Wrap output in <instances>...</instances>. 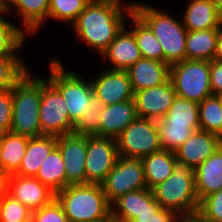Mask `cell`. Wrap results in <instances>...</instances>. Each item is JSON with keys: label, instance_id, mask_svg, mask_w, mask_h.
<instances>
[{"label": "cell", "instance_id": "1", "mask_svg": "<svg viewBox=\"0 0 222 222\" xmlns=\"http://www.w3.org/2000/svg\"><path fill=\"white\" fill-rule=\"evenodd\" d=\"M133 11V3L120 0H91L72 24L76 36L102 54L126 26L125 14ZM125 14H124V13Z\"/></svg>", "mask_w": 222, "mask_h": 222}, {"label": "cell", "instance_id": "2", "mask_svg": "<svg viewBox=\"0 0 222 222\" xmlns=\"http://www.w3.org/2000/svg\"><path fill=\"white\" fill-rule=\"evenodd\" d=\"M69 222H109L111 205L99 184L68 185L55 194Z\"/></svg>", "mask_w": 222, "mask_h": 222}, {"label": "cell", "instance_id": "3", "mask_svg": "<svg viewBox=\"0 0 222 222\" xmlns=\"http://www.w3.org/2000/svg\"><path fill=\"white\" fill-rule=\"evenodd\" d=\"M133 11L149 26L163 49V62L169 66L186 59L187 29L183 23L152 6L133 3Z\"/></svg>", "mask_w": 222, "mask_h": 222}, {"label": "cell", "instance_id": "4", "mask_svg": "<svg viewBox=\"0 0 222 222\" xmlns=\"http://www.w3.org/2000/svg\"><path fill=\"white\" fill-rule=\"evenodd\" d=\"M12 133L30 138L42 136L39 107L41 102V77L34 78L29 70L11 89Z\"/></svg>", "mask_w": 222, "mask_h": 222}, {"label": "cell", "instance_id": "5", "mask_svg": "<svg viewBox=\"0 0 222 222\" xmlns=\"http://www.w3.org/2000/svg\"><path fill=\"white\" fill-rule=\"evenodd\" d=\"M154 198L162 208L173 210L177 215L198 212L199 200L195 188L194 170L177 165L173 173L152 189Z\"/></svg>", "mask_w": 222, "mask_h": 222}, {"label": "cell", "instance_id": "6", "mask_svg": "<svg viewBox=\"0 0 222 222\" xmlns=\"http://www.w3.org/2000/svg\"><path fill=\"white\" fill-rule=\"evenodd\" d=\"M47 78L61 93L67 104L70 120L76 124L87 111L94 89L91 81H85L76 72L65 69L59 60L50 62Z\"/></svg>", "mask_w": 222, "mask_h": 222}, {"label": "cell", "instance_id": "7", "mask_svg": "<svg viewBox=\"0 0 222 222\" xmlns=\"http://www.w3.org/2000/svg\"><path fill=\"white\" fill-rule=\"evenodd\" d=\"M170 80L180 98L201 103L212 94L210 61L183 60L170 66Z\"/></svg>", "mask_w": 222, "mask_h": 222}, {"label": "cell", "instance_id": "8", "mask_svg": "<svg viewBox=\"0 0 222 222\" xmlns=\"http://www.w3.org/2000/svg\"><path fill=\"white\" fill-rule=\"evenodd\" d=\"M120 157L142 159L162 150L157 120L137 117L116 138Z\"/></svg>", "mask_w": 222, "mask_h": 222}, {"label": "cell", "instance_id": "9", "mask_svg": "<svg viewBox=\"0 0 222 222\" xmlns=\"http://www.w3.org/2000/svg\"><path fill=\"white\" fill-rule=\"evenodd\" d=\"M39 118L43 135L59 137L73 133L75 124L69 118L63 96L48 79L43 77H41Z\"/></svg>", "mask_w": 222, "mask_h": 222}, {"label": "cell", "instance_id": "10", "mask_svg": "<svg viewBox=\"0 0 222 222\" xmlns=\"http://www.w3.org/2000/svg\"><path fill=\"white\" fill-rule=\"evenodd\" d=\"M101 185L110 205L127 193L146 189L147 184L141 159L119 156L114 168Z\"/></svg>", "mask_w": 222, "mask_h": 222}, {"label": "cell", "instance_id": "11", "mask_svg": "<svg viewBox=\"0 0 222 222\" xmlns=\"http://www.w3.org/2000/svg\"><path fill=\"white\" fill-rule=\"evenodd\" d=\"M119 158L114 138L87 136L86 184L101 185Z\"/></svg>", "mask_w": 222, "mask_h": 222}, {"label": "cell", "instance_id": "12", "mask_svg": "<svg viewBox=\"0 0 222 222\" xmlns=\"http://www.w3.org/2000/svg\"><path fill=\"white\" fill-rule=\"evenodd\" d=\"M57 147L65 166L66 187L86 184L87 136L76 133L59 136L57 137Z\"/></svg>", "mask_w": 222, "mask_h": 222}, {"label": "cell", "instance_id": "13", "mask_svg": "<svg viewBox=\"0 0 222 222\" xmlns=\"http://www.w3.org/2000/svg\"><path fill=\"white\" fill-rule=\"evenodd\" d=\"M174 86L169 79L163 85L134 92V103L138 117L162 119L176 98Z\"/></svg>", "mask_w": 222, "mask_h": 222}, {"label": "cell", "instance_id": "14", "mask_svg": "<svg viewBox=\"0 0 222 222\" xmlns=\"http://www.w3.org/2000/svg\"><path fill=\"white\" fill-rule=\"evenodd\" d=\"M91 83L95 95L104 106L133 100L134 98L132 84L126 71L105 70L104 73L93 78Z\"/></svg>", "mask_w": 222, "mask_h": 222}, {"label": "cell", "instance_id": "15", "mask_svg": "<svg viewBox=\"0 0 222 222\" xmlns=\"http://www.w3.org/2000/svg\"><path fill=\"white\" fill-rule=\"evenodd\" d=\"M222 145V139L207 131L198 130L175 151L178 165L195 170Z\"/></svg>", "mask_w": 222, "mask_h": 222}, {"label": "cell", "instance_id": "16", "mask_svg": "<svg viewBox=\"0 0 222 222\" xmlns=\"http://www.w3.org/2000/svg\"><path fill=\"white\" fill-rule=\"evenodd\" d=\"M162 206L154 198L152 190L146 188L127 193L111 205V220L133 222L144 211H160Z\"/></svg>", "mask_w": 222, "mask_h": 222}, {"label": "cell", "instance_id": "17", "mask_svg": "<svg viewBox=\"0 0 222 222\" xmlns=\"http://www.w3.org/2000/svg\"><path fill=\"white\" fill-rule=\"evenodd\" d=\"M8 194L19 200L32 212L49 204L55 198V193L36 177L16 174H11Z\"/></svg>", "mask_w": 222, "mask_h": 222}, {"label": "cell", "instance_id": "18", "mask_svg": "<svg viewBox=\"0 0 222 222\" xmlns=\"http://www.w3.org/2000/svg\"><path fill=\"white\" fill-rule=\"evenodd\" d=\"M125 27L122 28L108 48L100 55L112 64V67L108 69L126 71L142 58L132 31H127Z\"/></svg>", "mask_w": 222, "mask_h": 222}, {"label": "cell", "instance_id": "19", "mask_svg": "<svg viewBox=\"0 0 222 222\" xmlns=\"http://www.w3.org/2000/svg\"><path fill=\"white\" fill-rule=\"evenodd\" d=\"M126 72L134 92L163 85L170 79V66L152 59L141 58Z\"/></svg>", "mask_w": 222, "mask_h": 222}, {"label": "cell", "instance_id": "20", "mask_svg": "<svg viewBox=\"0 0 222 222\" xmlns=\"http://www.w3.org/2000/svg\"><path fill=\"white\" fill-rule=\"evenodd\" d=\"M194 175L199 202L222 189V145L194 170Z\"/></svg>", "mask_w": 222, "mask_h": 222}, {"label": "cell", "instance_id": "21", "mask_svg": "<svg viewBox=\"0 0 222 222\" xmlns=\"http://www.w3.org/2000/svg\"><path fill=\"white\" fill-rule=\"evenodd\" d=\"M100 115L101 137L114 139L138 117L134 100L104 106Z\"/></svg>", "mask_w": 222, "mask_h": 222}, {"label": "cell", "instance_id": "22", "mask_svg": "<svg viewBox=\"0 0 222 222\" xmlns=\"http://www.w3.org/2000/svg\"><path fill=\"white\" fill-rule=\"evenodd\" d=\"M183 16L187 31L215 29L222 25V16L213 0H190Z\"/></svg>", "mask_w": 222, "mask_h": 222}, {"label": "cell", "instance_id": "23", "mask_svg": "<svg viewBox=\"0 0 222 222\" xmlns=\"http://www.w3.org/2000/svg\"><path fill=\"white\" fill-rule=\"evenodd\" d=\"M56 146V136L42 135L29 138L26 153L19 169L14 174L24 177H36L40 165Z\"/></svg>", "mask_w": 222, "mask_h": 222}, {"label": "cell", "instance_id": "24", "mask_svg": "<svg viewBox=\"0 0 222 222\" xmlns=\"http://www.w3.org/2000/svg\"><path fill=\"white\" fill-rule=\"evenodd\" d=\"M147 188L152 190L165 181L178 165L175 152L160 150L141 159Z\"/></svg>", "mask_w": 222, "mask_h": 222}, {"label": "cell", "instance_id": "25", "mask_svg": "<svg viewBox=\"0 0 222 222\" xmlns=\"http://www.w3.org/2000/svg\"><path fill=\"white\" fill-rule=\"evenodd\" d=\"M6 11L16 10L21 14L26 33H34L48 18L50 0H5ZM13 8V9H12ZM11 9V10H10Z\"/></svg>", "mask_w": 222, "mask_h": 222}, {"label": "cell", "instance_id": "26", "mask_svg": "<svg viewBox=\"0 0 222 222\" xmlns=\"http://www.w3.org/2000/svg\"><path fill=\"white\" fill-rule=\"evenodd\" d=\"M218 28L188 31L186 36V59L211 61L215 57Z\"/></svg>", "mask_w": 222, "mask_h": 222}, {"label": "cell", "instance_id": "27", "mask_svg": "<svg viewBox=\"0 0 222 222\" xmlns=\"http://www.w3.org/2000/svg\"><path fill=\"white\" fill-rule=\"evenodd\" d=\"M36 178L55 194L66 187L65 166L57 146L40 165Z\"/></svg>", "mask_w": 222, "mask_h": 222}, {"label": "cell", "instance_id": "28", "mask_svg": "<svg viewBox=\"0 0 222 222\" xmlns=\"http://www.w3.org/2000/svg\"><path fill=\"white\" fill-rule=\"evenodd\" d=\"M30 137L12 133L2 134V151L0 154V167L10 174H14L20 167L26 153Z\"/></svg>", "mask_w": 222, "mask_h": 222}, {"label": "cell", "instance_id": "29", "mask_svg": "<svg viewBox=\"0 0 222 222\" xmlns=\"http://www.w3.org/2000/svg\"><path fill=\"white\" fill-rule=\"evenodd\" d=\"M161 120L170 127L200 128L198 103L176 96Z\"/></svg>", "mask_w": 222, "mask_h": 222}, {"label": "cell", "instance_id": "30", "mask_svg": "<svg viewBox=\"0 0 222 222\" xmlns=\"http://www.w3.org/2000/svg\"><path fill=\"white\" fill-rule=\"evenodd\" d=\"M129 17L134 23V27L130 30L136 39L142 58L163 62V49L149 26L134 11Z\"/></svg>", "mask_w": 222, "mask_h": 222}, {"label": "cell", "instance_id": "31", "mask_svg": "<svg viewBox=\"0 0 222 222\" xmlns=\"http://www.w3.org/2000/svg\"><path fill=\"white\" fill-rule=\"evenodd\" d=\"M200 130L222 139V104L216 95L206 97L198 104Z\"/></svg>", "mask_w": 222, "mask_h": 222}, {"label": "cell", "instance_id": "32", "mask_svg": "<svg viewBox=\"0 0 222 222\" xmlns=\"http://www.w3.org/2000/svg\"><path fill=\"white\" fill-rule=\"evenodd\" d=\"M6 14L9 13L7 11L0 13V57L18 56L16 51L23 46L26 39L25 29L4 18L3 15Z\"/></svg>", "mask_w": 222, "mask_h": 222}, {"label": "cell", "instance_id": "33", "mask_svg": "<svg viewBox=\"0 0 222 222\" xmlns=\"http://www.w3.org/2000/svg\"><path fill=\"white\" fill-rule=\"evenodd\" d=\"M104 108V104L95 95H92L90 105L85 114L74 125L73 133L84 136H100L101 137V121L100 113Z\"/></svg>", "mask_w": 222, "mask_h": 222}, {"label": "cell", "instance_id": "34", "mask_svg": "<svg viewBox=\"0 0 222 222\" xmlns=\"http://www.w3.org/2000/svg\"><path fill=\"white\" fill-rule=\"evenodd\" d=\"M91 0H50L48 19L74 23Z\"/></svg>", "mask_w": 222, "mask_h": 222}, {"label": "cell", "instance_id": "35", "mask_svg": "<svg viewBox=\"0 0 222 222\" xmlns=\"http://www.w3.org/2000/svg\"><path fill=\"white\" fill-rule=\"evenodd\" d=\"M18 56L0 57V90L12 89L29 70Z\"/></svg>", "mask_w": 222, "mask_h": 222}, {"label": "cell", "instance_id": "36", "mask_svg": "<svg viewBox=\"0 0 222 222\" xmlns=\"http://www.w3.org/2000/svg\"><path fill=\"white\" fill-rule=\"evenodd\" d=\"M157 130L162 150L175 152L193 132L200 128L170 127L159 119L157 120Z\"/></svg>", "mask_w": 222, "mask_h": 222}, {"label": "cell", "instance_id": "37", "mask_svg": "<svg viewBox=\"0 0 222 222\" xmlns=\"http://www.w3.org/2000/svg\"><path fill=\"white\" fill-rule=\"evenodd\" d=\"M32 211L7 194L0 199V222H31Z\"/></svg>", "mask_w": 222, "mask_h": 222}, {"label": "cell", "instance_id": "38", "mask_svg": "<svg viewBox=\"0 0 222 222\" xmlns=\"http://www.w3.org/2000/svg\"><path fill=\"white\" fill-rule=\"evenodd\" d=\"M198 213L207 222H222V189L204 197L200 201Z\"/></svg>", "mask_w": 222, "mask_h": 222}, {"label": "cell", "instance_id": "39", "mask_svg": "<svg viewBox=\"0 0 222 222\" xmlns=\"http://www.w3.org/2000/svg\"><path fill=\"white\" fill-rule=\"evenodd\" d=\"M31 222H69L61 204L54 198L49 204L32 212Z\"/></svg>", "mask_w": 222, "mask_h": 222}, {"label": "cell", "instance_id": "40", "mask_svg": "<svg viewBox=\"0 0 222 222\" xmlns=\"http://www.w3.org/2000/svg\"><path fill=\"white\" fill-rule=\"evenodd\" d=\"M12 109L13 101L11 89L0 90V134L10 132Z\"/></svg>", "mask_w": 222, "mask_h": 222}, {"label": "cell", "instance_id": "41", "mask_svg": "<svg viewBox=\"0 0 222 222\" xmlns=\"http://www.w3.org/2000/svg\"><path fill=\"white\" fill-rule=\"evenodd\" d=\"M173 210L162 208L160 211H144L133 222H176Z\"/></svg>", "mask_w": 222, "mask_h": 222}, {"label": "cell", "instance_id": "42", "mask_svg": "<svg viewBox=\"0 0 222 222\" xmlns=\"http://www.w3.org/2000/svg\"><path fill=\"white\" fill-rule=\"evenodd\" d=\"M210 83L213 95L222 92V61H210Z\"/></svg>", "mask_w": 222, "mask_h": 222}, {"label": "cell", "instance_id": "43", "mask_svg": "<svg viewBox=\"0 0 222 222\" xmlns=\"http://www.w3.org/2000/svg\"><path fill=\"white\" fill-rule=\"evenodd\" d=\"M11 174L0 167V199L9 193Z\"/></svg>", "mask_w": 222, "mask_h": 222}, {"label": "cell", "instance_id": "44", "mask_svg": "<svg viewBox=\"0 0 222 222\" xmlns=\"http://www.w3.org/2000/svg\"><path fill=\"white\" fill-rule=\"evenodd\" d=\"M176 222H207L198 212L178 215Z\"/></svg>", "mask_w": 222, "mask_h": 222}, {"label": "cell", "instance_id": "45", "mask_svg": "<svg viewBox=\"0 0 222 222\" xmlns=\"http://www.w3.org/2000/svg\"><path fill=\"white\" fill-rule=\"evenodd\" d=\"M214 60L222 61V25L219 27L217 34L216 52Z\"/></svg>", "mask_w": 222, "mask_h": 222}, {"label": "cell", "instance_id": "46", "mask_svg": "<svg viewBox=\"0 0 222 222\" xmlns=\"http://www.w3.org/2000/svg\"><path fill=\"white\" fill-rule=\"evenodd\" d=\"M216 4L219 14L222 16V0H213Z\"/></svg>", "mask_w": 222, "mask_h": 222}, {"label": "cell", "instance_id": "47", "mask_svg": "<svg viewBox=\"0 0 222 222\" xmlns=\"http://www.w3.org/2000/svg\"><path fill=\"white\" fill-rule=\"evenodd\" d=\"M6 11V3L5 0H0V13Z\"/></svg>", "mask_w": 222, "mask_h": 222}, {"label": "cell", "instance_id": "48", "mask_svg": "<svg viewBox=\"0 0 222 222\" xmlns=\"http://www.w3.org/2000/svg\"><path fill=\"white\" fill-rule=\"evenodd\" d=\"M222 104V92L216 95Z\"/></svg>", "mask_w": 222, "mask_h": 222}, {"label": "cell", "instance_id": "49", "mask_svg": "<svg viewBox=\"0 0 222 222\" xmlns=\"http://www.w3.org/2000/svg\"><path fill=\"white\" fill-rule=\"evenodd\" d=\"M1 151H2V134H0V154H1Z\"/></svg>", "mask_w": 222, "mask_h": 222}]
</instances>
